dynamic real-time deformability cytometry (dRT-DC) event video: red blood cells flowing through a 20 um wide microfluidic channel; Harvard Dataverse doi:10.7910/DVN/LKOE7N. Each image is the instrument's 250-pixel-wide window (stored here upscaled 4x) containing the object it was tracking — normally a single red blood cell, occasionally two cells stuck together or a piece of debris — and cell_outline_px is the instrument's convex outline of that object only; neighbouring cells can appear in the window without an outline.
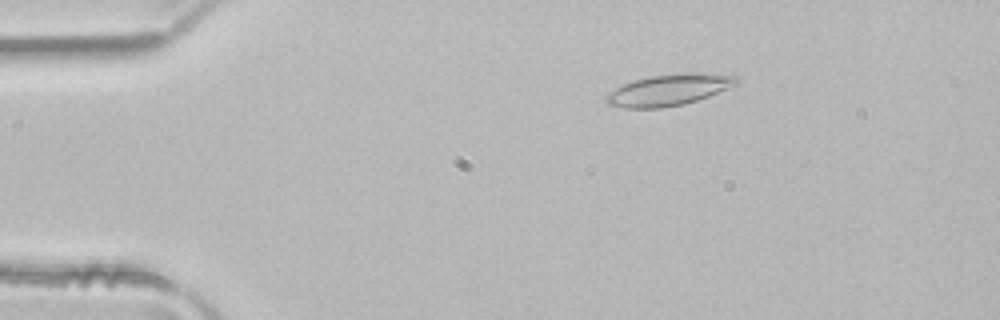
{"species": "common noctule bat (a hibernating species)", "species_latin": "Nyctalus noctula", "temperature_condition": "room temperature", "stored_images_in_passage": 4, "camera_frame_rate_fps": 3000, "um_per_image_px": 0.085, "animal": {"sex": "male", "body_mass_g": 21.5, "forearm_length_mm": 52.0}, "frame": {"image": 1, "passage_image": 2, "time_ms": 0.333, "image_size_px": [1000, 320], "cell_outline_px": [[740, 84], [708, 96], [684, 104], [660, 108], [624, 108], [608, 104], [604, 100], [604, 96], [608, 92], [632, 80], [648, 76], [684, 72], [700, 72], [740, 76]], "centroid_in_image_um": [56.89, 7.62], "position_along_channel_um": 28.1, "area_um2": 24.22}}
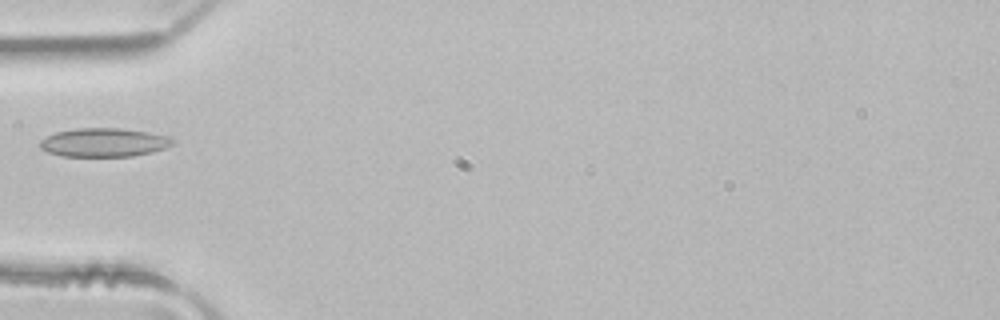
{"frame": {"image": 2, "passage_image": 4, "time_ms": 1.0, "image_size_px": [1000, 320], "cell_outline_px": [[176, 140], [172, 144], [164, 148], [152, 152], [132, 156], [60, 156], [48, 152], [40, 148], [40, 140], [56, 132], [76, 128], [120, 128], [148, 132], [168, 136]], "centroid_in_image_um": [8.83, 12.1], "position_along_channel_um": 76.2, "area_um2": 22.14}}